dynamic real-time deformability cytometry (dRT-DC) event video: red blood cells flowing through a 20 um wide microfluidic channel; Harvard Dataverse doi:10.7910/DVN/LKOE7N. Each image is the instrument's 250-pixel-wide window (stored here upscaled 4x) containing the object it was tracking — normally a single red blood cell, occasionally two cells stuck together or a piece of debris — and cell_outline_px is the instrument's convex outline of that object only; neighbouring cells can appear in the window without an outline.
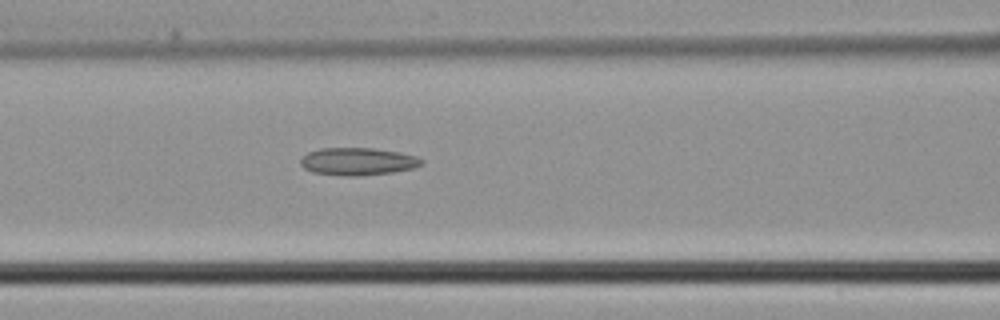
{"species": "common noctule bat (a hibernating species)", "species_latin": "Nyctalus noctula", "temperature_condition": "cold", "stored_images_in_passage": 6, "segment_of_instrument_passage": [1, 2], "camera_frame_rate_fps": 3000, "um_per_image_px": 0.085, "animal": {"sex": "male", "body_mass_g": 21.5, "forearm_length_mm": 52.0}, "frame": {"image": 1, "passage_image": 5, "time_ms": 1.333, "image_size_px": [1000, 320], "cell_outline_px": [[424, 160], [416, 168], [392, 172], [356, 176], [348, 176], [312, 172], [304, 168], [300, 164], [300, 160], [308, 152], [320, 148], [372, 148], [400, 152], [416, 156]], "centroid_in_image_um": [30.41, 13.72], "position_along_channel_um": 136.2, "area_um2": 19.36}}